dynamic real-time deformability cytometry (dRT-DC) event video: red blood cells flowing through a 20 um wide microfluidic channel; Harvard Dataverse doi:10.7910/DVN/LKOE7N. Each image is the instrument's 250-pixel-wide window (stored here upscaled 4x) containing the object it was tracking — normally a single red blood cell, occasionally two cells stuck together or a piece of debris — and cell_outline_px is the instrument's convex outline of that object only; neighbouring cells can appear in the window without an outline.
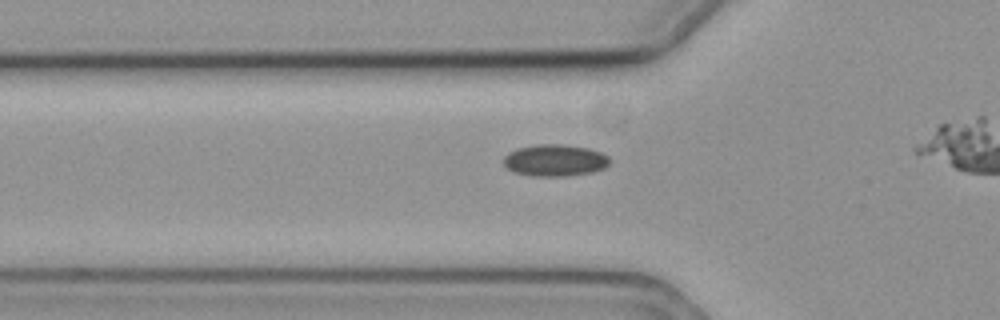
{"species": "common noctule bat (a hibernating species)", "species_latin": "Nyctalus noctula", "temperature_condition": "cold", "stored_images_in_passage": 38, "camera_frame_rate_fps": 3000, "um_per_image_px": 0.085, "animal": {"sex": "female", "body_mass_g": 19.3, "forearm_length_mm": 54.1}, "frame": {"image": 1, "passage_image": 11, "time_ms": 3.333, "image_size_px": [1000, 320], "cell_outline_px": [[612, 160], [604, 168], [592, 172], [564, 176], [532, 176], [516, 172], [508, 168], [504, 164], [504, 156], [508, 152], [516, 148], [536, 144], [560, 144], [588, 148], [600, 152], [608, 156]], "centroid_in_image_um": [47.17, 13.62], "position_along_channel_um": 78.6, "area_um2": 19.65}}
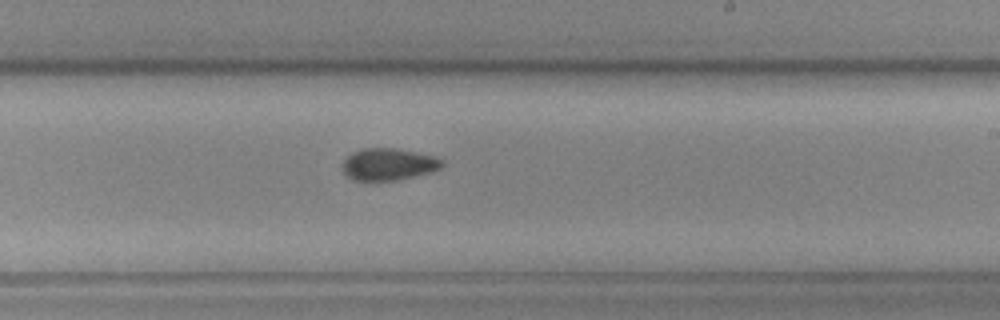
{"frame": {"image": 2, "passage_image": 26, "time_ms": 8.333, "image_size_px": [1000, 320], "cell_outline_px": [[444, 164], [440, 168], [432, 172], [396, 180], [352, 180], [344, 172], [344, 160], [352, 152], [364, 148], [396, 148], [436, 156], [444, 160]], "centroid_in_image_um": [33.07, 13.95], "position_along_channel_um": 255.9, "area_um2": 18.5}}
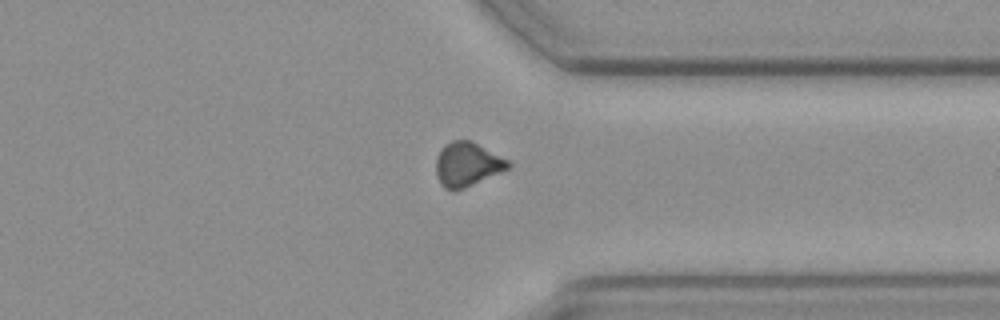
{"frame": {"image": 3, "passage_image": 36, "time_ms": 11.667, "image_size_px": [1000, 320], "cell_outline_px": [[512, 164], [508, 168], [500, 172], [464, 188], [452, 192], [444, 188], [440, 184], [436, 176], [436, 156], [444, 144], [452, 140], [472, 140], [508, 160]], "centroid_in_image_um": [39.67, 13.96], "position_along_channel_um": 371.7, "area_um2": 18.67}}